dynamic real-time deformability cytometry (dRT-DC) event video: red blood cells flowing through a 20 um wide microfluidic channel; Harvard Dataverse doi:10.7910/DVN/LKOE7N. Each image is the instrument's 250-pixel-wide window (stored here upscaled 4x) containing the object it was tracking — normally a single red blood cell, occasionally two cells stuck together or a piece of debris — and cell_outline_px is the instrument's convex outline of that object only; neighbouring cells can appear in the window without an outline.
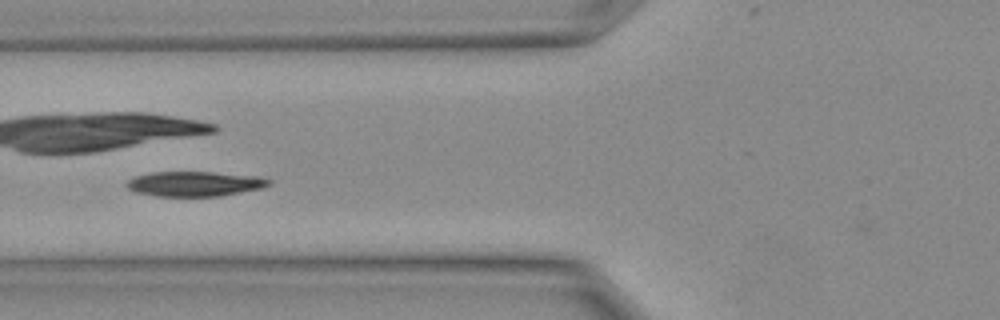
{"species": "Egyptian fruit bat (a non-hibernating species)", "species_latin": "Rousettus aegyptiacus", "temperature_condition": "warm", "stored_images_in_passage": 9, "camera_frame_rate_fps": 3000, "um_per_image_px": 0.085, "animal": {"sex": "female"}, "frame": {"image": 1, "passage_image": 6, "time_ms": 1.667, "image_size_px": [1000, 320], "cell_outline_px": [[272, 184], [264, 188], [220, 196], [156, 196], [136, 192], [128, 188], [124, 184], [128, 180], [136, 176], [152, 172], [212, 172], [260, 176], [272, 180]], "centroid_in_image_um": [16.6, 15.62], "position_along_channel_um": 109.2, "area_um2": 20.81}}